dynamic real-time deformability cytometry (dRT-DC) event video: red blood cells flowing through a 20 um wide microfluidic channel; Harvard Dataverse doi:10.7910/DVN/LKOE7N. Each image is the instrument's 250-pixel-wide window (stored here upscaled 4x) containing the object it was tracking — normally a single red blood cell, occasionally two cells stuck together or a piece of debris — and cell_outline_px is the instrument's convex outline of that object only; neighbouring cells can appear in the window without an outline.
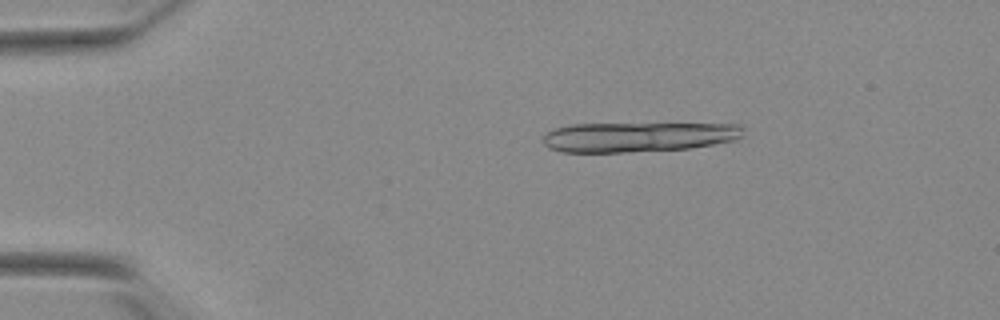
{"species": "Egyptian fruit bat (a non-hibernating species)", "species_latin": "Rousettus aegyptiacus", "temperature_condition": "warm", "stored_images_in_passage": 12, "camera_frame_rate_fps": 3000, "um_per_image_px": 0.085, "animal": {"sex": "female"}, "frame": {"image": 1, "passage_image": 6, "time_ms": 1.667, "image_size_px": [1000, 320], "cell_outline_px": [[744, 128], [740, 136], [732, 140], [712, 144], [688, 148], [624, 152], [564, 152], [548, 148], [544, 144], [544, 136], [548, 132], [556, 128], [572, 124], [740, 124]], "centroid_in_image_um": [54.21, 11.63], "position_along_channel_um": 30.8, "area_um2": 34.33}}